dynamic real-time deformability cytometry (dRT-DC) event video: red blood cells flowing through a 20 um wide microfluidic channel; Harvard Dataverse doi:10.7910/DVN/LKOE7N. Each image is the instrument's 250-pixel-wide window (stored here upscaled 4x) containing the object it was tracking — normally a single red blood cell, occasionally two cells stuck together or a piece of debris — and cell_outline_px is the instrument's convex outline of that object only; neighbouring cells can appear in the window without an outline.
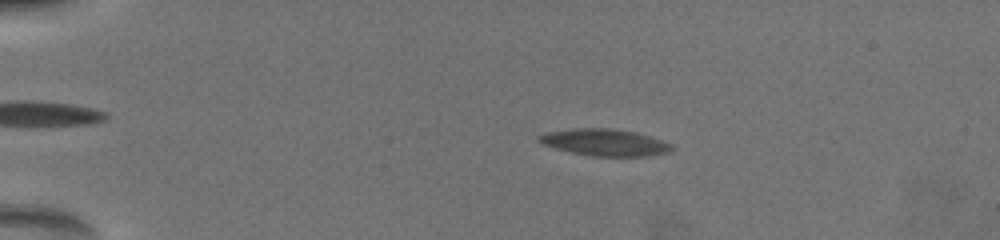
{"species": "common noctule bat (a hibernating species)", "species_latin": "Nyctalus noctula", "temperature_condition": "warm", "stored_images_in_passage": 59, "camera_frame_rate_fps": 3000, "um_per_image_px": 0.085, "animal": {"sex": "female", "body_mass_g": 19.5, "forearm_length_mm": 54.1}, "frame": {"image": 1, "passage_image": 9, "time_ms": 3.333, "image_size_px": [1000, 240], "cell_outline_px": [[672, 148], [668, 152], [644, 156], [592, 156], [572, 152], [556, 148], [544, 144], [536, 140], [536, 136], [548, 132], [572, 128], [608, 128], [636, 132], [672, 144]], "centroid_in_image_um": [51.36, 12.1], "position_along_channel_um": 33.6, "area_um2": 20.46}}
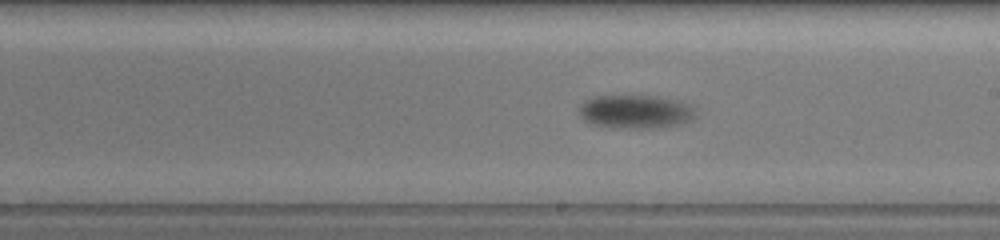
{"frame": {"image": 2, "passage_image": 37, "time_ms": 11.0, "image_size_px": [1000, 240], "cell_outline_px": [[692, 120], [680, 124], [656, 128], [616, 128], [596, 124], [588, 120], [580, 112], [580, 108], [588, 100], [596, 96], [656, 96], [676, 100], [688, 104], [692, 108]], "centroid_in_image_um": [54.07, 9.5], "position_along_channel_um": 234.9, "area_um2": 22.02}}
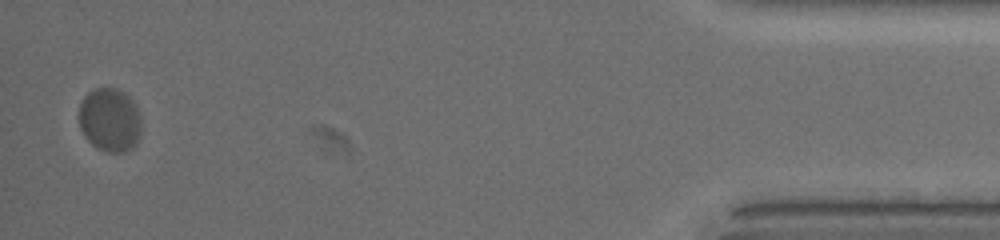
{"frame": {"image": 3, "passage_image": 59, "time_ms": 18.333, "image_size_px": [1000, 240], "cell_outline_px": [[140, 136], [136, 144], [132, 148], [124, 152], [104, 152], [96, 148], [88, 140], [80, 128], [80, 104], [84, 96], [92, 88], [116, 88], [128, 96], [136, 104], [140, 120]], "centroid_in_image_um": [9.34, 10.2], "position_along_channel_um": 425.9, "area_um2": 23.18}, "authors_computed_cell_mechanics": {"area_um2": 21.386, "velocity_mm_per_s": 3.6306, "shape_relaxation_time_tau1_ms": 2.842, "shape_relaxation_time_tau2_ms": null, "deformation_change_tau1": 0.1059, "deformation_change_tau2": null}}